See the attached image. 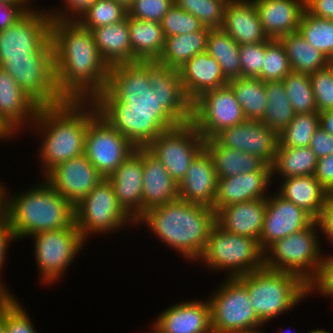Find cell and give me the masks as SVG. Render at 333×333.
<instances>
[{"mask_svg": "<svg viewBox=\"0 0 333 333\" xmlns=\"http://www.w3.org/2000/svg\"><path fill=\"white\" fill-rule=\"evenodd\" d=\"M56 83L66 100L118 103L133 90L108 66L93 33L76 20H52Z\"/></svg>", "mask_w": 333, "mask_h": 333, "instance_id": "cell-1", "label": "cell"}, {"mask_svg": "<svg viewBox=\"0 0 333 333\" xmlns=\"http://www.w3.org/2000/svg\"><path fill=\"white\" fill-rule=\"evenodd\" d=\"M153 107L150 97L135 94L118 103L90 101L85 155L104 178L141 143L143 119Z\"/></svg>", "mask_w": 333, "mask_h": 333, "instance_id": "cell-2", "label": "cell"}, {"mask_svg": "<svg viewBox=\"0 0 333 333\" xmlns=\"http://www.w3.org/2000/svg\"><path fill=\"white\" fill-rule=\"evenodd\" d=\"M216 212L203 204L180 198L147 210L137 221L146 224L160 242L176 250L188 261H197L207 246Z\"/></svg>", "mask_w": 333, "mask_h": 333, "instance_id": "cell-3", "label": "cell"}, {"mask_svg": "<svg viewBox=\"0 0 333 333\" xmlns=\"http://www.w3.org/2000/svg\"><path fill=\"white\" fill-rule=\"evenodd\" d=\"M90 123V101L67 100L55 106H40L31 130L42 134L39 150L44 176L55 166L85 154V136Z\"/></svg>", "mask_w": 333, "mask_h": 333, "instance_id": "cell-4", "label": "cell"}, {"mask_svg": "<svg viewBox=\"0 0 333 333\" xmlns=\"http://www.w3.org/2000/svg\"><path fill=\"white\" fill-rule=\"evenodd\" d=\"M141 143L179 185L195 157L204 149L205 140L182 113L153 107L144 116Z\"/></svg>", "mask_w": 333, "mask_h": 333, "instance_id": "cell-5", "label": "cell"}, {"mask_svg": "<svg viewBox=\"0 0 333 333\" xmlns=\"http://www.w3.org/2000/svg\"><path fill=\"white\" fill-rule=\"evenodd\" d=\"M18 195L3 186V216L17 239L40 232L69 228L74 223V206L44 180Z\"/></svg>", "mask_w": 333, "mask_h": 333, "instance_id": "cell-6", "label": "cell"}, {"mask_svg": "<svg viewBox=\"0 0 333 333\" xmlns=\"http://www.w3.org/2000/svg\"><path fill=\"white\" fill-rule=\"evenodd\" d=\"M225 85L228 81L219 63L204 51L187 61L150 98L159 110L182 113L204 92Z\"/></svg>", "mask_w": 333, "mask_h": 333, "instance_id": "cell-7", "label": "cell"}, {"mask_svg": "<svg viewBox=\"0 0 333 333\" xmlns=\"http://www.w3.org/2000/svg\"><path fill=\"white\" fill-rule=\"evenodd\" d=\"M237 278L247 287L255 313L264 325L308 297L307 284L291 272L263 267Z\"/></svg>", "mask_w": 333, "mask_h": 333, "instance_id": "cell-8", "label": "cell"}, {"mask_svg": "<svg viewBox=\"0 0 333 333\" xmlns=\"http://www.w3.org/2000/svg\"><path fill=\"white\" fill-rule=\"evenodd\" d=\"M198 262L212 271H229L227 277L235 278L263 268L264 251L256 239L227 232L215 223Z\"/></svg>", "mask_w": 333, "mask_h": 333, "instance_id": "cell-9", "label": "cell"}, {"mask_svg": "<svg viewBox=\"0 0 333 333\" xmlns=\"http://www.w3.org/2000/svg\"><path fill=\"white\" fill-rule=\"evenodd\" d=\"M318 233L321 227L314 220L308 227L277 240L264 251V267L294 273L307 284L316 275L321 261Z\"/></svg>", "mask_w": 333, "mask_h": 333, "instance_id": "cell-10", "label": "cell"}, {"mask_svg": "<svg viewBox=\"0 0 333 333\" xmlns=\"http://www.w3.org/2000/svg\"><path fill=\"white\" fill-rule=\"evenodd\" d=\"M0 68L40 106H55L67 101L57 87L52 41L30 57L6 59Z\"/></svg>", "mask_w": 333, "mask_h": 333, "instance_id": "cell-11", "label": "cell"}, {"mask_svg": "<svg viewBox=\"0 0 333 333\" xmlns=\"http://www.w3.org/2000/svg\"><path fill=\"white\" fill-rule=\"evenodd\" d=\"M221 284L208 296L212 333L260 331L264 324L255 313L247 287L237 277H225Z\"/></svg>", "mask_w": 333, "mask_h": 333, "instance_id": "cell-12", "label": "cell"}, {"mask_svg": "<svg viewBox=\"0 0 333 333\" xmlns=\"http://www.w3.org/2000/svg\"><path fill=\"white\" fill-rule=\"evenodd\" d=\"M126 223L136 226V222L118 203L107 178L74 206V224L86 242L90 235L117 232L127 226Z\"/></svg>", "mask_w": 333, "mask_h": 333, "instance_id": "cell-13", "label": "cell"}, {"mask_svg": "<svg viewBox=\"0 0 333 333\" xmlns=\"http://www.w3.org/2000/svg\"><path fill=\"white\" fill-rule=\"evenodd\" d=\"M182 114L195 126L204 140L213 139L222 130L246 120L229 85L204 92Z\"/></svg>", "mask_w": 333, "mask_h": 333, "instance_id": "cell-14", "label": "cell"}, {"mask_svg": "<svg viewBox=\"0 0 333 333\" xmlns=\"http://www.w3.org/2000/svg\"><path fill=\"white\" fill-rule=\"evenodd\" d=\"M30 238L35 241L34 255L41 282L48 285L60 280L86 243L74 223L69 228L40 232Z\"/></svg>", "mask_w": 333, "mask_h": 333, "instance_id": "cell-15", "label": "cell"}, {"mask_svg": "<svg viewBox=\"0 0 333 333\" xmlns=\"http://www.w3.org/2000/svg\"><path fill=\"white\" fill-rule=\"evenodd\" d=\"M210 29L168 36L161 57L133 89L135 95L151 97L179 68L196 54L206 51Z\"/></svg>", "mask_w": 333, "mask_h": 333, "instance_id": "cell-16", "label": "cell"}, {"mask_svg": "<svg viewBox=\"0 0 333 333\" xmlns=\"http://www.w3.org/2000/svg\"><path fill=\"white\" fill-rule=\"evenodd\" d=\"M33 7L11 26L0 30V65L8 58L30 57L51 42L52 18L49 11Z\"/></svg>", "mask_w": 333, "mask_h": 333, "instance_id": "cell-17", "label": "cell"}, {"mask_svg": "<svg viewBox=\"0 0 333 333\" xmlns=\"http://www.w3.org/2000/svg\"><path fill=\"white\" fill-rule=\"evenodd\" d=\"M43 178L73 206L105 179L85 154L55 166Z\"/></svg>", "mask_w": 333, "mask_h": 333, "instance_id": "cell-18", "label": "cell"}, {"mask_svg": "<svg viewBox=\"0 0 333 333\" xmlns=\"http://www.w3.org/2000/svg\"><path fill=\"white\" fill-rule=\"evenodd\" d=\"M213 139L221 146L252 154L266 165L273 166L278 134L261 121L245 120L222 130Z\"/></svg>", "mask_w": 333, "mask_h": 333, "instance_id": "cell-19", "label": "cell"}, {"mask_svg": "<svg viewBox=\"0 0 333 333\" xmlns=\"http://www.w3.org/2000/svg\"><path fill=\"white\" fill-rule=\"evenodd\" d=\"M91 32L103 60L133 90V50L128 15L117 23L97 27Z\"/></svg>", "mask_w": 333, "mask_h": 333, "instance_id": "cell-20", "label": "cell"}, {"mask_svg": "<svg viewBox=\"0 0 333 333\" xmlns=\"http://www.w3.org/2000/svg\"><path fill=\"white\" fill-rule=\"evenodd\" d=\"M314 220L304 209L286 200L278 192L269 195L258 241L260 248L265 251L277 240L308 227Z\"/></svg>", "mask_w": 333, "mask_h": 333, "instance_id": "cell-21", "label": "cell"}, {"mask_svg": "<svg viewBox=\"0 0 333 333\" xmlns=\"http://www.w3.org/2000/svg\"><path fill=\"white\" fill-rule=\"evenodd\" d=\"M130 42L133 50V89L161 57L165 34L161 23L128 16Z\"/></svg>", "mask_w": 333, "mask_h": 333, "instance_id": "cell-22", "label": "cell"}, {"mask_svg": "<svg viewBox=\"0 0 333 333\" xmlns=\"http://www.w3.org/2000/svg\"><path fill=\"white\" fill-rule=\"evenodd\" d=\"M117 201L136 222L143 215V144L109 176Z\"/></svg>", "mask_w": 333, "mask_h": 333, "instance_id": "cell-23", "label": "cell"}, {"mask_svg": "<svg viewBox=\"0 0 333 333\" xmlns=\"http://www.w3.org/2000/svg\"><path fill=\"white\" fill-rule=\"evenodd\" d=\"M39 108L12 76L0 68V120L14 136L22 133L27 124L31 127Z\"/></svg>", "mask_w": 333, "mask_h": 333, "instance_id": "cell-24", "label": "cell"}, {"mask_svg": "<svg viewBox=\"0 0 333 333\" xmlns=\"http://www.w3.org/2000/svg\"><path fill=\"white\" fill-rule=\"evenodd\" d=\"M155 320L153 325L162 333H212L208 299L178 302Z\"/></svg>", "mask_w": 333, "mask_h": 333, "instance_id": "cell-25", "label": "cell"}, {"mask_svg": "<svg viewBox=\"0 0 333 333\" xmlns=\"http://www.w3.org/2000/svg\"><path fill=\"white\" fill-rule=\"evenodd\" d=\"M272 180V171H256L219 178L212 209L217 212L220 208L234 203L265 199L269 196L267 190Z\"/></svg>", "mask_w": 333, "mask_h": 333, "instance_id": "cell-26", "label": "cell"}, {"mask_svg": "<svg viewBox=\"0 0 333 333\" xmlns=\"http://www.w3.org/2000/svg\"><path fill=\"white\" fill-rule=\"evenodd\" d=\"M217 176L213 160L204 148L189 166L184 179L178 185L181 200L203 204L213 208L216 196Z\"/></svg>", "mask_w": 333, "mask_h": 333, "instance_id": "cell-27", "label": "cell"}, {"mask_svg": "<svg viewBox=\"0 0 333 333\" xmlns=\"http://www.w3.org/2000/svg\"><path fill=\"white\" fill-rule=\"evenodd\" d=\"M262 28L270 39L298 31L305 0H253Z\"/></svg>", "mask_w": 333, "mask_h": 333, "instance_id": "cell-28", "label": "cell"}, {"mask_svg": "<svg viewBox=\"0 0 333 333\" xmlns=\"http://www.w3.org/2000/svg\"><path fill=\"white\" fill-rule=\"evenodd\" d=\"M237 44H252L267 41L257 8L253 0H229L222 28Z\"/></svg>", "mask_w": 333, "mask_h": 333, "instance_id": "cell-29", "label": "cell"}, {"mask_svg": "<svg viewBox=\"0 0 333 333\" xmlns=\"http://www.w3.org/2000/svg\"><path fill=\"white\" fill-rule=\"evenodd\" d=\"M267 198L234 203L216 212V223L235 235L259 241L264 223Z\"/></svg>", "mask_w": 333, "mask_h": 333, "instance_id": "cell-30", "label": "cell"}, {"mask_svg": "<svg viewBox=\"0 0 333 333\" xmlns=\"http://www.w3.org/2000/svg\"><path fill=\"white\" fill-rule=\"evenodd\" d=\"M179 198L178 184L165 166L143 145V214Z\"/></svg>", "mask_w": 333, "mask_h": 333, "instance_id": "cell-31", "label": "cell"}, {"mask_svg": "<svg viewBox=\"0 0 333 333\" xmlns=\"http://www.w3.org/2000/svg\"><path fill=\"white\" fill-rule=\"evenodd\" d=\"M278 194L304 209L315 220L321 217L327 190L314 175H304L283 179Z\"/></svg>", "mask_w": 333, "mask_h": 333, "instance_id": "cell-32", "label": "cell"}, {"mask_svg": "<svg viewBox=\"0 0 333 333\" xmlns=\"http://www.w3.org/2000/svg\"><path fill=\"white\" fill-rule=\"evenodd\" d=\"M204 148L213 160L217 179L229 178L242 173L272 171L270 166L256 156L221 146L214 139L205 140Z\"/></svg>", "mask_w": 333, "mask_h": 333, "instance_id": "cell-33", "label": "cell"}, {"mask_svg": "<svg viewBox=\"0 0 333 333\" xmlns=\"http://www.w3.org/2000/svg\"><path fill=\"white\" fill-rule=\"evenodd\" d=\"M279 40L284 46L291 70L296 73L312 74L331 62L298 31L284 35Z\"/></svg>", "mask_w": 333, "mask_h": 333, "instance_id": "cell-34", "label": "cell"}, {"mask_svg": "<svg viewBox=\"0 0 333 333\" xmlns=\"http://www.w3.org/2000/svg\"><path fill=\"white\" fill-rule=\"evenodd\" d=\"M206 52L220 65L229 82L242 77L240 45L222 29H210L207 36Z\"/></svg>", "mask_w": 333, "mask_h": 333, "instance_id": "cell-35", "label": "cell"}, {"mask_svg": "<svg viewBox=\"0 0 333 333\" xmlns=\"http://www.w3.org/2000/svg\"><path fill=\"white\" fill-rule=\"evenodd\" d=\"M318 158L310 147H286L277 145L272 168V178L276 174L284 179L304 175H314Z\"/></svg>", "mask_w": 333, "mask_h": 333, "instance_id": "cell-36", "label": "cell"}, {"mask_svg": "<svg viewBox=\"0 0 333 333\" xmlns=\"http://www.w3.org/2000/svg\"><path fill=\"white\" fill-rule=\"evenodd\" d=\"M246 120L261 121L268 104L265 82L260 78L241 77L228 82Z\"/></svg>", "mask_w": 333, "mask_h": 333, "instance_id": "cell-37", "label": "cell"}, {"mask_svg": "<svg viewBox=\"0 0 333 333\" xmlns=\"http://www.w3.org/2000/svg\"><path fill=\"white\" fill-rule=\"evenodd\" d=\"M265 86L268 104L261 122L279 134L291 123L295 113L282 80L265 82Z\"/></svg>", "mask_w": 333, "mask_h": 333, "instance_id": "cell-38", "label": "cell"}, {"mask_svg": "<svg viewBox=\"0 0 333 333\" xmlns=\"http://www.w3.org/2000/svg\"><path fill=\"white\" fill-rule=\"evenodd\" d=\"M298 32L309 44L333 61V20L315 17L304 10Z\"/></svg>", "mask_w": 333, "mask_h": 333, "instance_id": "cell-39", "label": "cell"}, {"mask_svg": "<svg viewBox=\"0 0 333 333\" xmlns=\"http://www.w3.org/2000/svg\"><path fill=\"white\" fill-rule=\"evenodd\" d=\"M282 81L295 114L317 112L310 74L291 71Z\"/></svg>", "mask_w": 333, "mask_h": 333, "instance_id": "cell-40", "label": "cell"}, {"mask_svg": "<svg viewBox=\"0 0 333 333\" xmlns=\"http://www.w3.org/2000/svg\"><path fill=\"white\" fill-rule=\"evenodd\" d=\"M319 126L318 112L295 114L291 123L278 134V145L309 147L312 136Z\"/></svg>", "mask_w": 333, "mask_h": 333, "instance_id": "cell-41", "label": "cell"}, {"mask_svg": "<svg viewBox=\"0 0 333 333\" xmlns=\"http://www.w3.org/2000/svg\"><path fill=\"white\" fill-rule=\"evenodd\" d=\"M128 9L115 0H97L76 21L92 31L100 26H107L125 19Z\"/></svg>", "mask_w": 333, "mask_h": 333, "instance_id": "cell-42", "label": "cell"}, {"mask_svg": "<svg viewBox=\"0 0 333 333\" xmlns=\"http://www.w3.org/2000/svg\"><path fill=\"white\" fill-rule=\"evenodd\" d=\"M174 4L200 20L204 27L221 29L229 0H173Z\"/></svg>", "mask_w": 333, "mask_h": 333, "instance_id": "cell-43", "label": "cell"}, {"mask_svg": "<svg viewBox=\"0 0 333 333\" xmlns=\"http://www.w3.org/2000/svg\"><path fill=\"white\" fill-rule=\"evenodd\" d=\"M291 71L287 54L280 40L269 38L265 41L264 62L258 78L263 82L279 81Z\"/></svg>", "mask_w": 333, "mask_h": 333, "instance_id": "cell-44", "label": "cell"}, {"mask_svg": "<svg viewBox=\"0 0 333 333\" xmlns=\"http://www.w3.org/2000/svg\"><path fill=\"white\" fill-rule=\"evenodd\" d=\"M317 112L333 111V61L310 74Z\"/></svg>", "mask_w": 333, "mask_h": 333, "instance_id": "cell-45", "label": "cell"}, {"mask_svg": "<svg viewBox=\"0 0 333 333\" xmlns=\"http://www.w3.org/2000/svg\"><path fill=\"white\" fill-rule=\"evenodd\" d=\"M165 37L200 31V20L173 4L161 21Z\"/></svg>", "mask_w": 333, "mask_h": 333, "instance_id": "cell-46", "label": "cell"}, {"mask_svg": "<svg viewBox=\"0 0 333 333\" xmlns=\"http://www.w3.org/2000/svg\"><path fill=\"white\" fill-rule=\"evenodd\" d=\"M173 4V0H134L127 8L128 16L161 23Z\"/></svg>", "mask_w": 333, "mask_h": 333, "instance_id": "cell-47", "label": "cell"}, {"mask_svg": "<svg viewBox=\"0 0 333 333\" xmlns=\"http://www.w3.org/2000/svg\"><path fill=\"white\" fill-rule=\"evenodd\" d=\"M264 54L265 42L240 45L242 77L258 78L261 75Z\"/></svg>", "mask_w": 333, "mask_h": 333, "instance_id": "cell-48", "label": "cell"}, {"mask_svg": "<svg viewBox=\"0 0 333 333\" xmlns=\"http://www.w3.org/2000/svg\"><path fill=\"white\" fill-rule=\"evenodd\" d=\"M316 275L307 283V295L319 292V295L333 297V256L323 255ZM314 291V292H313Z\"/></svg>", "mask_w": 333, "mask_h": 333, "instance_id": "cell-49", "label": "cell"}, {"mask_svg": "<svg viewBox=\"0 0 333 333\" xmlns=\"http://www.w3.org/2000/svg\"><path fill=\"white\" fill-rule=\"evenodd\" d=\"M16 299L6 310V331L7 333H38L33 326L25 308Z\"/></svg>", "mask_w": 333, "mask_h": 333, "instance_id": "cell-50", "label": "cell"}, {"mask_svg": "<svg viewBox=\"0 0 333 333\" xmlns=\"http://www.w3.org/2000/svg\"><path fill=\"white\" fill-rule=\"evenodd\" d=\"M96 1L97 0H64L62 5L65 7L63 6L61 8L62 10L59 8L48 10L49 15L52 20H77Z\"/></svg>", "mask_w": 333, "mask_h": 333, "instance_id": "cell-51", "label": "cell"}, {"mask_svg": "<svg viewBox=\"0 0 333 333\" xmlns=\"http://www.w3.org/2000/svg\"><path fill=\"white\" fill-rule=\"evenodd\" d=\"M31 3L0 1V30L6 29L18 20L30 8Z\"/></svg>", "mask_w": 333, "mask_h": 333, "instance_id": "cell-52", "label": "cell"}, {"mask_svg": "<svg viewBox=\"0 0 333 333\" xmlns=\"http://www.w3.org/2000/svg\"><path fill=\"white\" fill-rule=\"evenodd\" d=\"M309 147L318 159L333 154V136L319 126L312 136Z\"/></svg>", "mask_w": 333, "mask_h": 333, "instance_id": "cell-53", "label": "cell"}, {"mask_svg": "<svg viewBox=\"0 0 333 333\" xmlns=\"http://www.w3.org/2000/svg\"><path fill=\"white\" fill-rule=\"evenodd\" d=\"M314 177L328 190L333 184V154L318 159Z\"/></svg>", "mask_w": 333, "mask_h": 333, "instance_id": "cell-54", "label": "cell"}, {"mask_svg": "<svg viewBox=\"0 0 333 333\" xmlns=\"http://www.w3.org/2000/svg\"><path fill=\"white\" fill-rule=\"evenodd\" d=\"M305 10L315 17L333 20V0H305Z\"/></svg>", "mask_w": 333, "mask_h": 333, "instance_id": "cell-55", "label": "cell"}, {"mask_svg": "<svg viewBox=\"0 0 333 333\" xmlns=\"http://www.w3.org/2000/svg\"><path fill=\"white\" fill-rule=\"evenodd\" d=\"M16 241L15 235L13 234L12 228L10 227L7 219L2 215L0 217V275H1V269L4 266V260L6 259V253L9 243L12 241ZM0 283L1 282L0 280Z\"/></svg>", "mask_w": 333, "mask_h": 333, "instance_id": "cell-56", "label": "cell"}, {"mask_svg": "<svg viewBox=\"0 0 333 333\" xmlns=\"http://www.w3.org/2000/svg\"><path fill=\"white\" fill-rule=\"evenodd\" d=\"M322 236L333 245V199H326L321 217L318 219Z\"/></svg>", "mask_w": 333, "mask_h": 333, "instance_id": "cell-57", "label": "cell"}, {"mask_svg": "<svg viewBox=\"0 0 333 333\" xmlns=\"http://www.w3.org/2000/svg\"><path fill=\"white\" fill-rule=\"evenodd\" d=\"M15 296L4 283H0V319L4 312L15 302Z\"/></svg>", "mask_w": 333, "mask_h": 333, "instance_id": "cell-58", "label": "cell"}, {"mask_svg": "<svg viewBox=\"0 0 333 333\" xmlns=\"http://www.w3.org/2000/svg\"><path fill=\"white\" fill-rule=\"evenodd\" d=\"M320 127L333 136V111L319 113Z\"/></svg>", "mask_w": 333, "mask_h": 333, "instance_id": "cell-59", "label": "cell"}, {"mask_svg": "<svg viewBox=\"0 0 333 333\" xmlns=\"http://www.w3.org/2000/svg\"><path fill=\"white\" fill-rule=\"evenodd\" d=\"M12 135H14V134L0 120V140H4V139L6 140L8 138H12L13 137Z\"/></svg>", "mask_w": 333, "mask_h": 333, "instance_id": "cell-60", "label": "cell"}, {"mask_svg": "<svg viewBox=\"0 0 333 333\" xmlns=\"http://www.w3.org/2000/svg\"><path fill=\"white\" fill-rule=\"evenodd\" d=\"M0 333H7L6 331V311L3 314V317L0 319Z\"/></svg>", "mask_w": 333, "mask_h": 333, "instance_id": "cell-61", "label": "cell"}, {"mask_svg": "<svg viewBox=\"0 0 333 333\" xmlns=\"http://www.w3.org/2000/svg\"><path fill=\"white\" fill-rule=\"evenodd\" d=\"M3 183H0V217L3 215Z\"/></svg>", "mask_w": 333, "mask_h": 333, "instance_id": "cell-62", "label": "cell"}, {"mask_svg": "<svg viewBox=\"0 0 333 333\" xmlns=\"http://www.w3.org/2000/svg\"><path fill=\"white\" fill-rule=\"evenodd\" d=\"M119 3L123 4L126 8H128L134 0H115Z\"/></svg>", "mask_w": 333, "mask_h": 333, "instance_id": "cell-63", "label": "cell"}, {"mask_svg": "<svg viewBox=\"0 0 333 333\" xmlns=\"http://www.w3.org/2000/svg\"><path fill=\"white\" fill-rule=\"evenodd\" d=\"M326 199H333V184L327 190V197H326Z\"/></svg>", "mask_w": 333, "mask_h": 333, "instance_id": "cell-64", "label": "cell"}, {"mask_svg": "<svg viewBox=\"0 0 333 333\" xmlns=\"http://www.w3.org/2000/svg\"><path fill=\"white\" fill-rule=\"evenodd\" d=\"M307 333H330V332L323 330V329L316 328L311 331H308Z\"/></svg>", "mask_w": 333, "mask_h": 333, "instance_id": "cell-65", "label": "cell"}, {"mask_svg": "<svg viewBox=\"0 0 333 333\" xmlns=\"http://www.w3.org/2000/svg\"><path fill=\"white\" fill-rule=\"evenodd\" d=\"M0 1H6V2H32L31 0H0Z\"/></svg>", "mask_w": 333, "mask_h": 333, "instance_id": "cell-66", "label": "cell"}, {"mask_svg": "<svg viewBox=\"0 0 333 333\" xmlns=\"http://www.w3.org/2000/svg\"><path fill=\"white\" fill-rule=\"evenodd\" d=\"M153 327H152V331H149L150 333H162L161 331H159L154 325H152ZM149 332H147V333H149Z\"/></svg>", "mask_w": 333, "mask_h": 333, "instance_id": "cell-67", "label": "cell"}, {"mask_svg": "<svg viewBox=\"0 0 333 333\" xmlns=\"http://www.w3.org/2000/svg\"><path fill=\"white\" fill-rule=\"evenodd\" d=\"M253 333H265V332H263V330H261V331H257V332H253Z\"/></svg>", "mask_w": 333, "mask_h": 333, "instance_id": "cell-68", "label": "cell"}]
</instances>
